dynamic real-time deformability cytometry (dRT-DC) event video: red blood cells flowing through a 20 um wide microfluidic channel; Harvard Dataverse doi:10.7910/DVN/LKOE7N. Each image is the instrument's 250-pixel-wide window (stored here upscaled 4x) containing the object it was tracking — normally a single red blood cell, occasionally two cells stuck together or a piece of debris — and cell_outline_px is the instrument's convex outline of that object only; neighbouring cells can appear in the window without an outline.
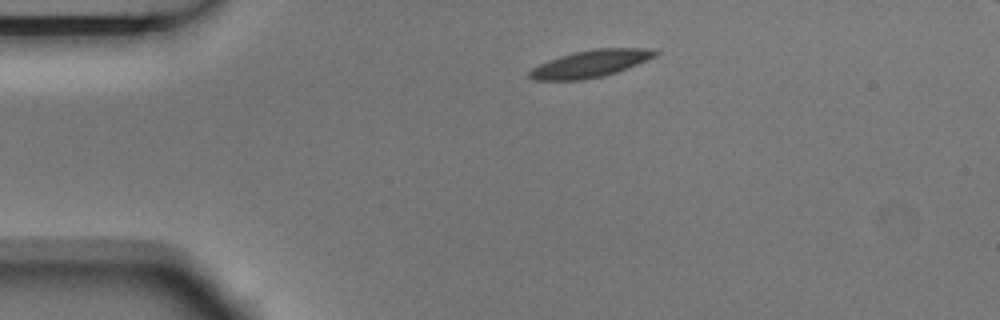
{"species": "Egyptian fruit bat (a non-hibernating species)", "species_latin": "Rousettus aegyptiacus", "temperature_condition": "room temperature", "stored_images_in_passage": 3, "camera_frame_rate_fps": 3000, "um_per_image_px": 0.085, "animal": {"sex": "male"}, "frame": {"image": 1, "passage_image": 3, "time_ms": 0.667, "image_size_px": [1000, 320], "cell_outline_px": [[660, 52], [656, 56], [616, 72], [604, 76], [584, 80], [532, 80], [528, 76], [528, 72], [532, 68], [548, 60], [560, 56], [576, 52], [596, 48], [648, 48]], "centroid_in_image_um": [50.16, 5.42], "position_along_channel_um": 34.8, "area_um2": 19.77}}